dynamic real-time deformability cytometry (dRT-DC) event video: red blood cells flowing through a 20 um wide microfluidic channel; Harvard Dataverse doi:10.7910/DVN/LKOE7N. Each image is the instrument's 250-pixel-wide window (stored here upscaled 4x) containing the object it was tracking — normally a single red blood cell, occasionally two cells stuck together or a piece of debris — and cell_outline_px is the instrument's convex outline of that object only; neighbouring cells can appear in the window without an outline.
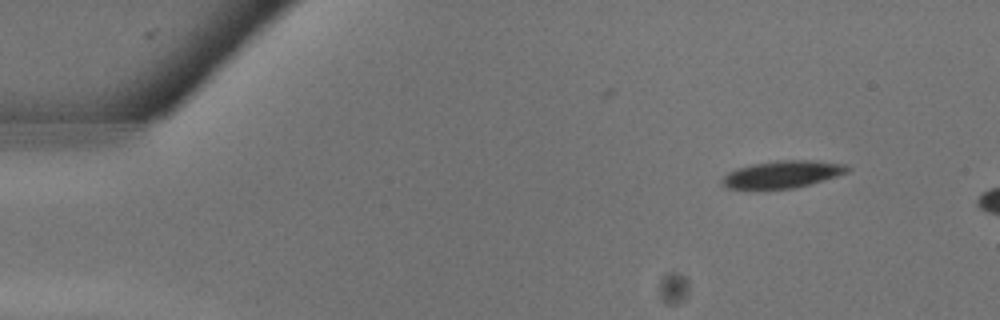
{"species": "common noctule bat (a hibernating species)", "species_latin": "Nyctalus noctula", "temperature_condition": "warm", "stored_images_in_passage": 6, "camera_frame_rate_fps": 3000, "um_per_image_px": 0.085, "animal": {"sex": "male", "body_mass_g": 13.3}, "frame": {"image": 1, "passage_image": 2, "time_ms": 0.333, "image_size_px": [1000, 320], "cell_outline_px": [[852, 168], [848, 172], [836, 176], [796, 188], [756, 192], [724, 188], [720, 184], [720, 180], [728, 172], [736, 168], [752, 164], [776, 160], [808, 160], [844, 164]], "centroid_in_image_um": [66.37, 14.87], "position_along_channel_um": 18.6, "area_um2": 20.81}}